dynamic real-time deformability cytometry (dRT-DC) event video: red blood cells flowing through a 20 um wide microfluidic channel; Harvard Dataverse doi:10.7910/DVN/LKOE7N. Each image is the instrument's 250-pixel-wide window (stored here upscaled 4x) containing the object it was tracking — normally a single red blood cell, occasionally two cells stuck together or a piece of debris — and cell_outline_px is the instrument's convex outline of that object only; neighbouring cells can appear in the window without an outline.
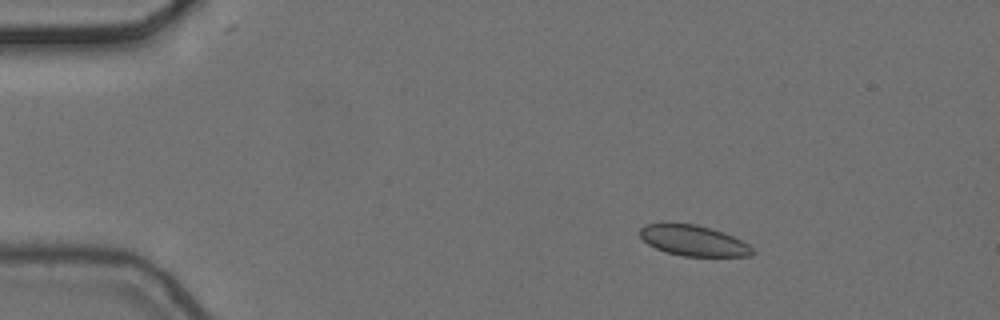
{"species": "common noctule bat (a hibernating species)", "species_latin": "Nyctalus noctula", "temperature_condition": "cold", "stored_images_in_passage": 6, "camera_frame_rate_fps": 3000, "um_per_image_px": 0.085, "animal": {"sex": "female", "body_mass_g": 24.6, "forearm_length_mm": 56.2}, "frame": {"image": 1, "passage_image": 2, "time_ms": 0.333, "image_size_px": [1000, 320], "cell_outline_px": [[756, 252], [752, 256], [684, 256], [668, 252], [656, 248], [648, 244], [640, 236], [640, 228], [644, 224], [668, 220], [696, 224], [712, 228], [724, 232], [748, 244]], "centroid_in_image_um": [58.9, 20.4], "position_along_channel_um": 26.1, "area_um2": 20.63}}
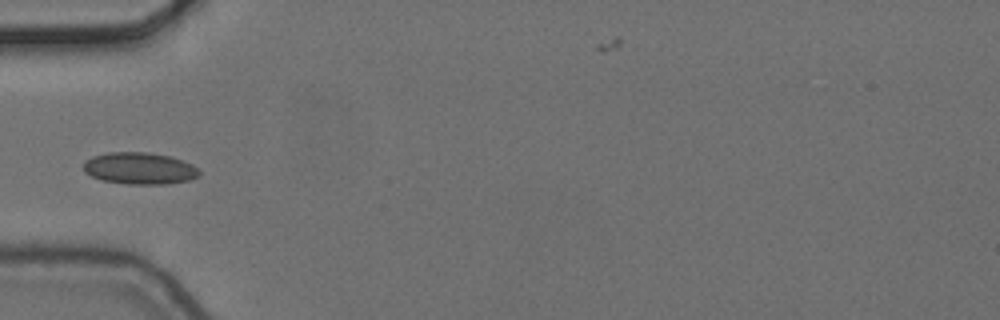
{"frame": {"image": 2, "passage_image": 5, "time_ms": 1.333, "image_size_px": [1000, 320], "cell_outline_px": [[200, 176], [192, 180], [168, 184], [128, 184], [100, 180], [84, 172], [84, 164], [92, 156], [108, 152], [148, 152], [172, 156], [192, 164], [200, 172]], "centroid_in_image_um": [11.9, 14.31], "position_along_channel_um": 73.1, "area_um2": 21.68}}